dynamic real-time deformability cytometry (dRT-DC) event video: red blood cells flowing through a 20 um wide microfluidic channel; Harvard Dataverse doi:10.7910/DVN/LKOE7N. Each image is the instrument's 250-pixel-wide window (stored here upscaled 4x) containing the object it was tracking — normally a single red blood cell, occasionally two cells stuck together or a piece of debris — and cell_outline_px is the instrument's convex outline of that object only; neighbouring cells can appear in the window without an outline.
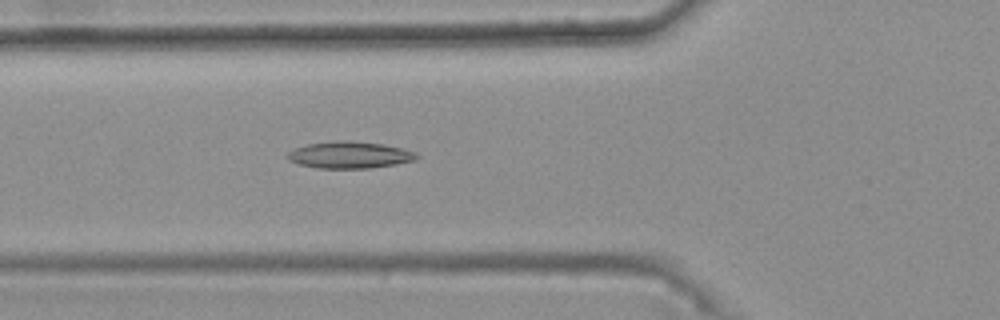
{"species": "common noctule bat (a hibernating species)", "species_latin": "Nyctalus noctula", "temperature_condition": "warm", "stored_images_in_passage": 48, "camera_frame_rate_fps": 3000, "um_per_image_px": 0.085, "animal": {"sex": "female", "body_mass_g": 25.1}, "frame": {"image": 1, "passage_image": 20, "time_ms": 6.333, "image_size_px": [1000, 320], "cell_outline_px": [[420, 156], [416, 160], [396, 164], [368, 168], [316, 168], [300, 164], [288, 160], [284, 156], [288, 152], [296, 148], [308, 144], [340, 140], [348, 140], [384, 144], [400, 148], [412, 152]], "centroid_in_image_um": [29.69, 13.17], "position_along_channel_um": 96.1, "area_um2": 20.06}}
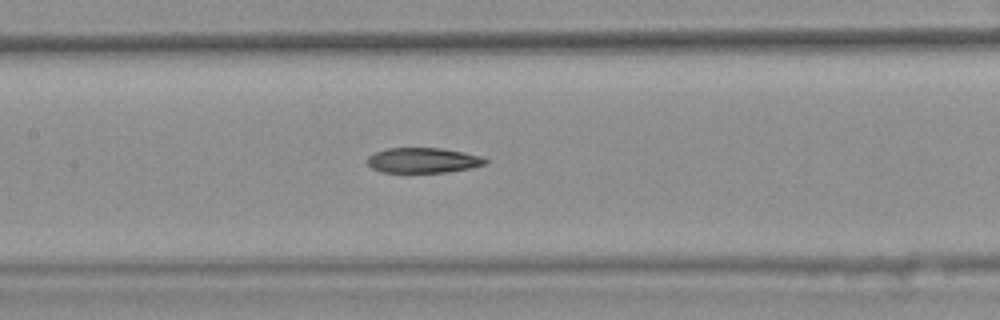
{"frame": {"image": 2, "passage_image": 26, "time_ms": 8.333, "image_size_px": [1000, 320], "cell_outline_px": [[488, 164], [472, 168], [448, 172], [384, 172], [372, 168], [364, 160], [368, 156], [376, 152], [388, 148], [440, 148], [464, 152], [480, 156], [488, 160]], "centroid_in_image_um": [35.98, 13.63], "position_along_channel_um": 171.4, "area_um2": 17.4}}
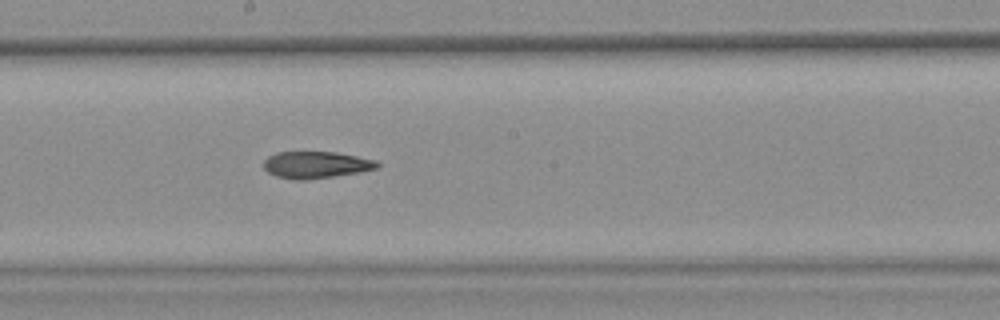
{"frame": {"image": 3, "passage_image": 30, "time_ms": 9.667, "image_size_px": [1000, 320], "cell_outline_px": [[380, 164], [376, 168], [360, 172], [304, 180], [292, 180], [276, 176], [268, 172], [264, 168], [264, 160], [268, 156], [276, 152], [336, 152], [376, 160]], "centroid_in_image_um": [26.83, 14.01], "position_along_channel_um": 221.4, "area_um2": 17.69}, "authors_computed_cell_mechanics": {"area_um2": 18.5249, "velocity_mm_per_s": 3.7502, "shape_relaxation_time_tau1_ms": null, "shape_relaxation_time_tau2_ms": 8.273, "deformation_change_tau1": null, "deformation_change_tau2": 0.1888}}